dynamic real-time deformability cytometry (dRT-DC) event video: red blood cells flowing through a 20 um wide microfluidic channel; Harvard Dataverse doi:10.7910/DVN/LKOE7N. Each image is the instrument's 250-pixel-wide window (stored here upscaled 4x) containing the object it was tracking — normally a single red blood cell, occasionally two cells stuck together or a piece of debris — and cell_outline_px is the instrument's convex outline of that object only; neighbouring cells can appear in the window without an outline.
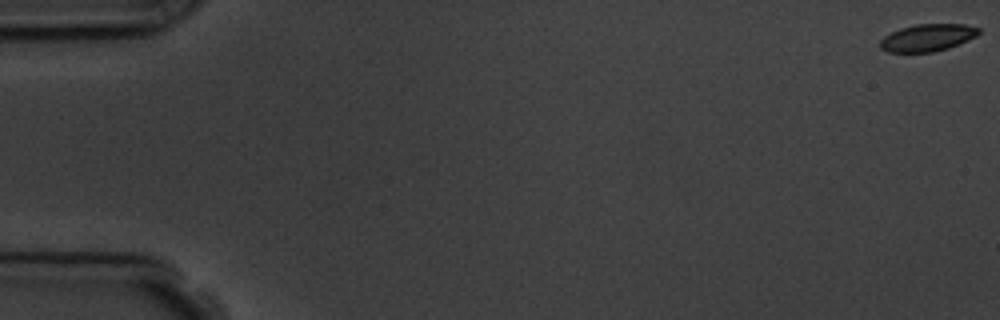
{"species": "common noctule bat (a hibernating species)", "species_latin": "Nyctalus noctula", "temperature_condition": "room temperature", "stored_images_in_passage": 10, "camera_frame_rate_fps": 3000, "um_per_image_px": 0.085, "animal": {"sex": "male", "body_mass_g": 19.5, "forearm_length_mm": 54.6}, "frame": {"image": 1, "passage_image": 1, "time_ms": 0.0, "image_size_px": [1000, 320], "cell_outline_px": [[980, 32], [976, 36], [968, 40], [948, 48], [932, 52], [888, 52], [880, 48], [880, 40], [884, 36], [900, 28], [916, 24], [964, 24], [980, 28]], "centroid_in_image_um": [78.83, 3.2], "position_along_channel_um": 6.2, "area_um2": 15.61}}
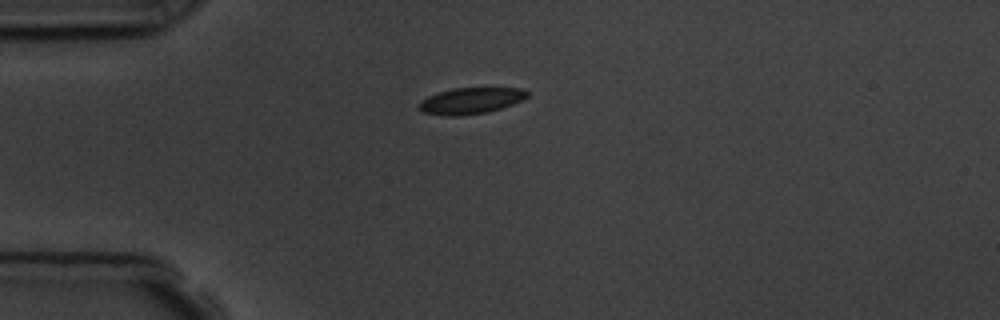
{"frame": {"image": 2, "passage_image": 5, "time_ms": 4.667, "image_size_px": [1000, 320], "cell_outline_px": [[528, 96], [524, 100], [488, 112], [460, 116], [448, 116], [424, 112], [420, 108], [420, 100], [428, 96], [452, 88], [524, 88], [528, 92]], "centroid_in_image_um": [40.05, 8.56], "position_along_channel_um": 44.9, "area_um2": 16.47}}